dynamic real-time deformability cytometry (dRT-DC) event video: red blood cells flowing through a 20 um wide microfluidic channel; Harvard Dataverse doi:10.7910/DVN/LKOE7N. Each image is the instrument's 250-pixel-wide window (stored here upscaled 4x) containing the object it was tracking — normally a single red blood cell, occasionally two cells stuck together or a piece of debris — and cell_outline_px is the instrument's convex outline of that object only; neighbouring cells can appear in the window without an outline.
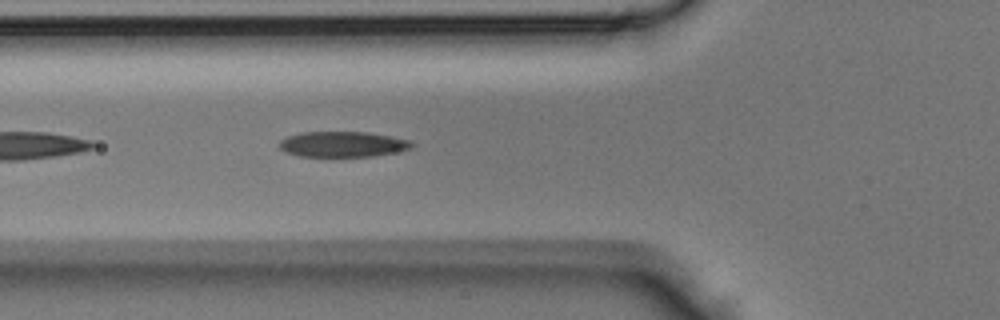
{"species": "Egyptian fruit bat (a non-hibernating species)", "species_latin": "Rousettus aegyptiacus", "temperature_condition": "room temperature", "stored_images_in_passage": 22, "camera_frame_rate_fps": 3000, "um_per_image_px": 0.085, "animal": {"sex": "male"}, "frame": {"image": 1, "passage_image": 14, "time_ms": 4.333, "image_size_px": [1000, 320], "cell_outline_px": [[416, 144], [412, 148], [372, 156], [300, 156], [284, 152], [280, 148], [280, 140], [288, 136], [300, 132], [368, 132], [392, 136], [412, 140]], "centroid_in_image_um": [29.15, 12.25], "position_along_channel_um": 96.7, "area_um2": 19.71}}
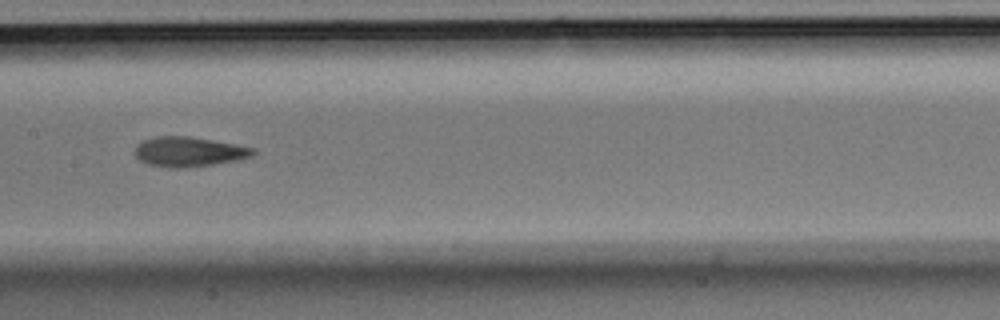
{"frame": {"image": 2, "passage_image": 20, "time_ms": 6.333, "image_size_px": [1000, 320], "cell_outline_px": [[256, 152], [252, 156], [240, 160], [212, 164], [176, 168], [172, 168], [148, 164], [140, 160], [136, 156], [136, 144], [144, 140], [156, 136], [188, 136], [212, 140], [252, 148]], "centroid_in_image_um": [16.04, 12.89], "position_along_channel_um": 191.4, "area_um2": 20.17}}